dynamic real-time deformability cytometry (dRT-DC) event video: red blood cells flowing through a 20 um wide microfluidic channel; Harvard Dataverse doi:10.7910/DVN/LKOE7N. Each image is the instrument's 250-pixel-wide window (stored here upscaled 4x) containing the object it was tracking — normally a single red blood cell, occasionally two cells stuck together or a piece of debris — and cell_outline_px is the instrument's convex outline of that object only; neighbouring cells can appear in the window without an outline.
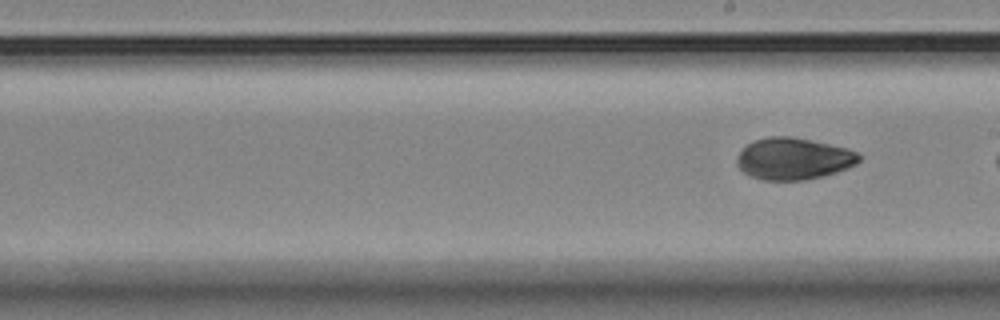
{"species": "Egyptian fruit bat (a non-hibernating species)", "species_latin": "Rousettus aegyptiacus", "temperature_condition": "room temperature", "stored_images_in_passage": 10, "segment_of_instrument_passage": [2, 2], "camera_frame_rate_fps": 3000, "um_per_image_px": 0.085, "animal": {"sex": "female"}, "frame": {"image": 1, "passage_image": 10, "time_ms": 12.0, "image_size_px": [1000, 320], "cell_outline_px": [[860, 160], [856, 164], [848, 168], [824, 176], [804, 180], [760, 180], [744, 172], [736, 164], [736, 160], [740, 152], [752, 140], [768, 136], [792, 136], [812, 140], [848, 148], [860, 152]], "centroid_in_image_um": [67.47, 13.48], "position_along_channel_um": 221.5, "area_um2": 30.0}}